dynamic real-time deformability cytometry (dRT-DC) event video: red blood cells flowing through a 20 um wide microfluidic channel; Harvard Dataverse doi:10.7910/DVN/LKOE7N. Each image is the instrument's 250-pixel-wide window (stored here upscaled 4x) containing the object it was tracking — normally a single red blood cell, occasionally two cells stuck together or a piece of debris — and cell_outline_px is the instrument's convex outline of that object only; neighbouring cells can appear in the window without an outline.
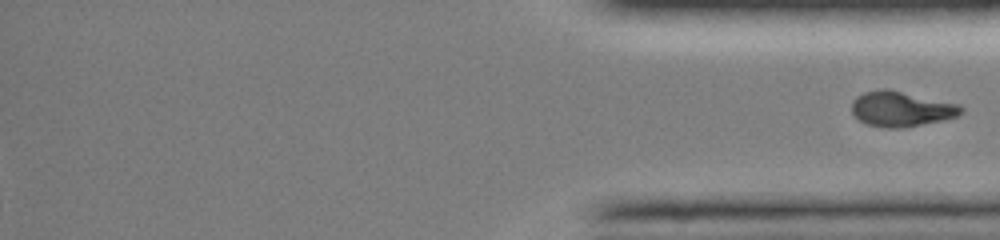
{"species": "common noctule bat (a hibernating species)", "species_latin": "Nyctalus noctula", "temperature_condition": "room temperature", "stored_images_in_passage": 33, "segment_of_instrument_passage": [2, 2], "camera_frame_rate_fps": 3000, "um_per_image_px": 0.085, "animal": {"sex": "female", "body_mass_g": 19.0, "forearm_length_mm": 51.5}, "frame": {"image": 1, "passage_image": 33, "time_ms": 16.0, "image_size_px": [1000, 240], "cell_outline_px": [[964, 112], [956, 116], [940, 120], [900, 128], [888, 128], [868, 124], [860, 120], [852, 112], [852, 100], [856, 96], [864, 92], [880, 88], [888, 88], [960, 104], [964, 108]], "centroid_in_image_um": [76.6, 9.23], "position_along_channel_um": 358.6, "area_um2": 22.37}}